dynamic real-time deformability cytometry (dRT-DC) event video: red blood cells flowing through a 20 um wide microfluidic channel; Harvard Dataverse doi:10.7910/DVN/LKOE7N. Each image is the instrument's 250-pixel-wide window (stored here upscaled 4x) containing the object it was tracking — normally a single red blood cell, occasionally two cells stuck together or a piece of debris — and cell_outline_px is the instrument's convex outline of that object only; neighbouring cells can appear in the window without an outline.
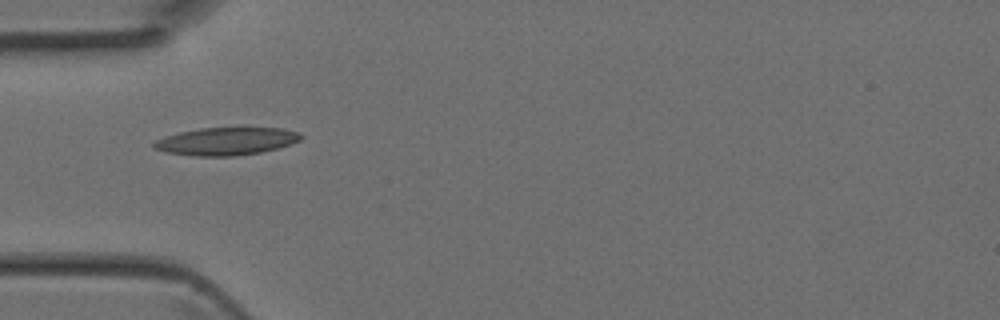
{"species": "Egyptian fruit bat (a non-hibernating species)", "species_latin": "Rousettus aegyptiacus", "temperature_condition": "room temperature", "stored_images_in_passage": 2, "camera_frame_rate_fps": 3000, "um_per_image_px": 0.085, "animal": {"sex": "female"}, "frame": {"image": 1, "passage_image": 2, "time_ms": 0.333, "image_size_px": [1000, 320], "cell_outline_px": [[304, 136], [300, 140], [276, 148], [260, 152], [236, 156], [196, 156], [168, 152], [156, 148], [152, 144], [156, 140], [164, 136], [180, 132], [200, 128], [280, 128], [300, 132]], "centroid_in_image_um": [19.25, 12.0], "position_along_channel_um": 65.8, "area_um2": 23.47}}